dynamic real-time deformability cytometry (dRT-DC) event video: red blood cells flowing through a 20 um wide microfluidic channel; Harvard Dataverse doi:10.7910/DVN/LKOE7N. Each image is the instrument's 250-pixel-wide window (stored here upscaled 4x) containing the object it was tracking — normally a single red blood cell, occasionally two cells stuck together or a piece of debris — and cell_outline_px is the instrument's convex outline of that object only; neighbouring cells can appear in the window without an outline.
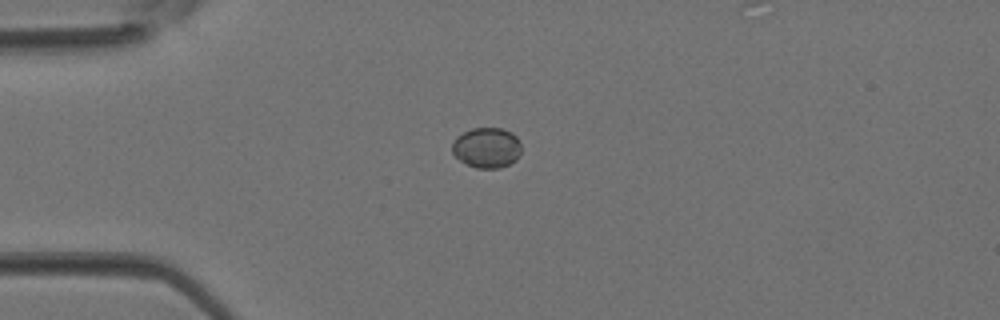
{"species": "Egyptian fruit bat (a non-hibernating species)", "species_latin": "Rousettus aegyptiacus", "temperature_condition": "room temperature", "stored_images_in_passage": 2, "camera_frame_rate_fps": 3000, "um_per_image_px": 0.085, "animal": {"sex": "female"}, "frame": {"image": 1, "passage_image": 1, "time_ms": 0.0, "image_size_px": [1000, 320], "cell_outline_px": [[520, 152], [516, 160], [500, 168], [476, 168], [460, 160], [452, 152], [452, 144], [456, 136], [472, 128], [500, 128], [512, 132], [520, 140]], "centroid_in_image_um": [41.38, 12.54], "position_along_channel_um": 43.6, "area_um2": 16.24}}
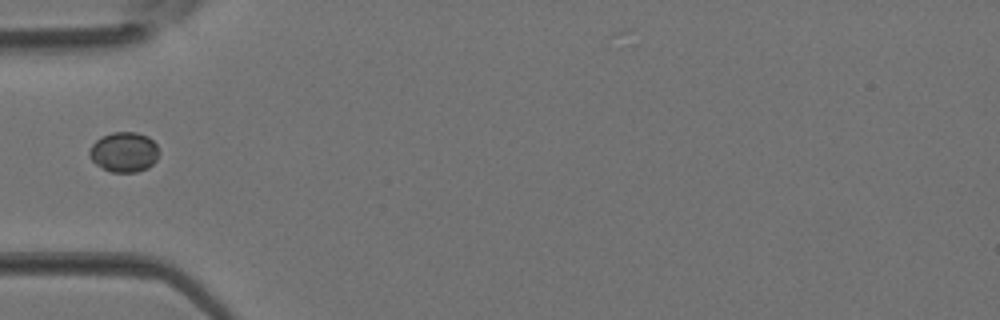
{"frame": {"image": 2, "passage_image": 2, "time_ms": 0.333, "image_size_px": [1000, 320], "cell_outline_px": [[160, 152], [156, 160], [148, 168], [136, 172], [112, 172], [96, 164], [88, 156], [88, 152], [92, 144], [100, 136], [112, 132], [136, 132], [148, 136], [156, 144]], "centroid_in_image_um": [10.54, 12.91], "position_along_channel_um": 74.5, "area_um2": 16.36}}